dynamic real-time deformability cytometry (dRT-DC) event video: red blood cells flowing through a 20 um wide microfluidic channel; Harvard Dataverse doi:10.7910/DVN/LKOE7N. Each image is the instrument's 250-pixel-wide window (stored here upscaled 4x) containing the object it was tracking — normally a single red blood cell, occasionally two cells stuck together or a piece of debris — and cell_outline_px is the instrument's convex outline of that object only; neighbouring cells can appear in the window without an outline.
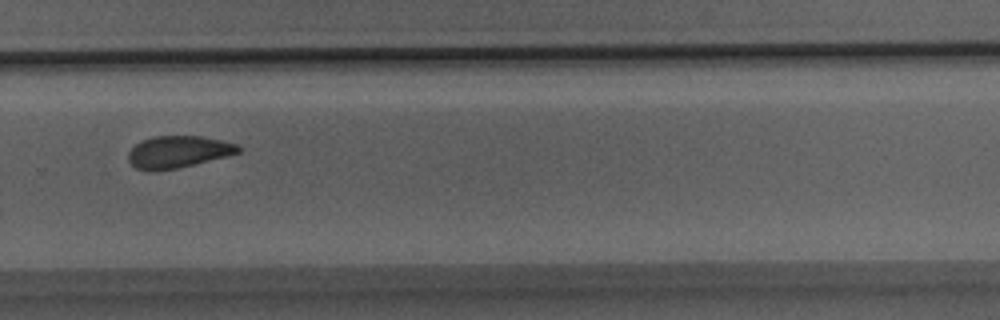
{"species": "Egyptian fruit bat (a non-hibernating species)", "species_latin": "Rousettus aegyptiacus", "temperature_condition": "room temperature", "stored_images_in_passage": 29, "camera_frame_rate_fps": 3000, "um_per_image_px": 0.085, "animal": {"sex": "male"}, "frame": {"image": 1, "passage_image": 19, "time_ms": 6.0, "image_size_px": [1000, 320], "cell_outline_px": [[240, 152], [228, 156], [176, 168], [152, 172], [136, 168], [128, 160], [128, 152], [136, 144], [152, 136], [200, 136], [240, 144]], "centroid_in_image_um": [15.15, 12.91], "position_along_channel_um": 314.7, "area_um2": 20.46}}
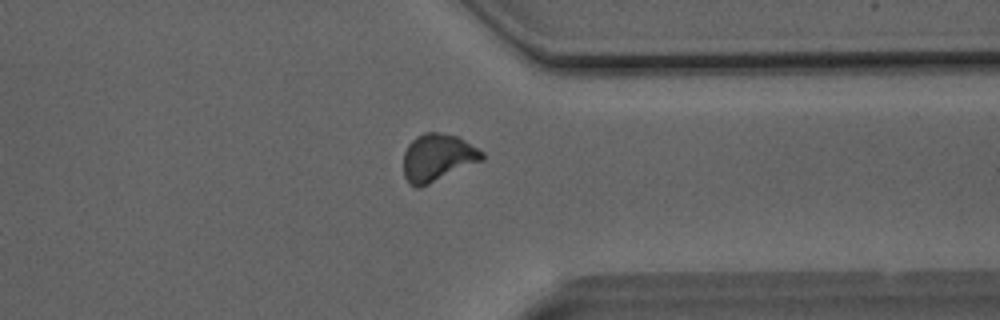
{"frame": {"image": 2, "passage_image": 22, "time_ms": 7.0, "image_size_px": [1000, 320], "cell_outline_px": [[484, 160], [420, 188], [416, 188], [404, 176], [404, 152], [408, 144], [416, 136], [424, 132], [440, 132], [456, 136], [464, 140], [484, 152]], "centroid_in_image_um": [37.2, 13.39], "position_along_channel_um": 374.2, "area_um2": 21.73}}
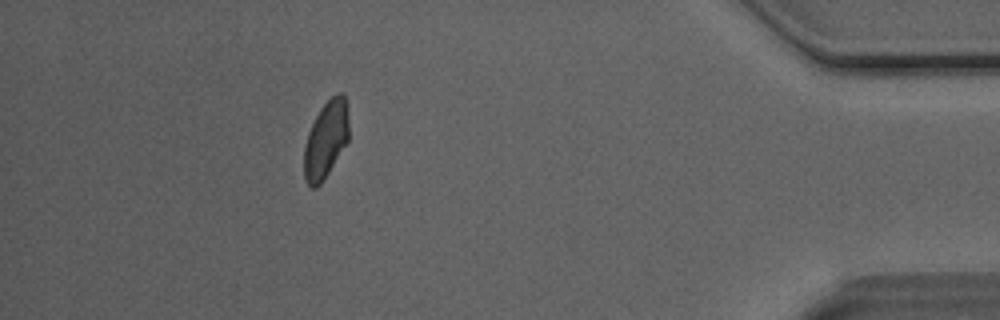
{"frame": {"image": 3, "passage_image": 26, "time_ms": 8.333, "image_size_px": [1000, 320], "cell_outline_px": [[348, 140], [324, 180], [316, 188], [312, 188], [308, 184], [304, 176], [304, 148], [308, 132], [320, 108], [332, 96], [340, 92], [344, 96], [348, 120]], "centroid_in_image_um": [27.68, 11.9], "position_along_channel_um": 407.5, "area_um2": 19.83}}